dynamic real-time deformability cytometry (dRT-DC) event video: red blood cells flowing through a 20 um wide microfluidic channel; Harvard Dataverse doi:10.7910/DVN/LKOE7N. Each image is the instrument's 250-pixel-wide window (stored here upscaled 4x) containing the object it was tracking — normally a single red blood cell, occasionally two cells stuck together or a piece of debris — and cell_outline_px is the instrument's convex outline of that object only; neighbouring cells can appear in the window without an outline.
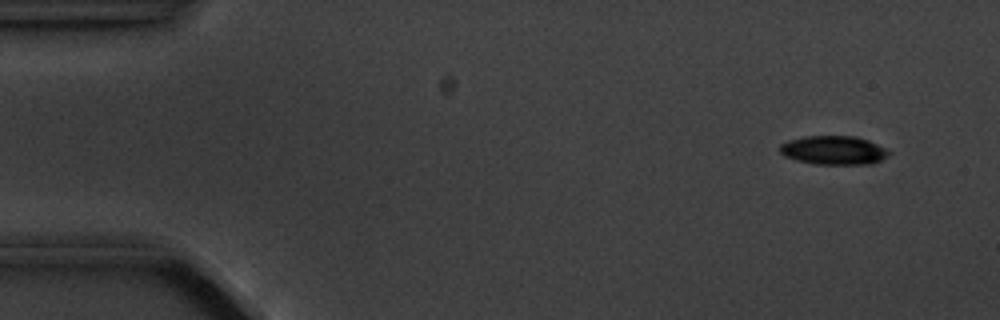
{"species": "common noctule bat (a hibernating species)", "species_latin": "Nyctalus noctula", "temperature_condition": "cold", "stored_images_in_passage": 6, "camera_frame_rate_fps": 3000, "um_per_image_px": 0.085, "animal": {"sex": "male", "body_mass_g": 20.1, "forearm_length_mm": 53.5}, "frame": {"image": 1, "passage_image": 1, "time_ms": 0.0, "image_size_px": [1000, 320], "cell_outline_px": [[892, 152], [888, 156], [872, 164], [816, 164], [796, 160], [784, 156], [780, 152], [780, 144], [788, 140], [804, 136], [856, 136], [868, 140]], "centroid_in_image_um": [70.85, 12.77], "position_along_channel_um": 14.1, "area_um2": 18.32}}